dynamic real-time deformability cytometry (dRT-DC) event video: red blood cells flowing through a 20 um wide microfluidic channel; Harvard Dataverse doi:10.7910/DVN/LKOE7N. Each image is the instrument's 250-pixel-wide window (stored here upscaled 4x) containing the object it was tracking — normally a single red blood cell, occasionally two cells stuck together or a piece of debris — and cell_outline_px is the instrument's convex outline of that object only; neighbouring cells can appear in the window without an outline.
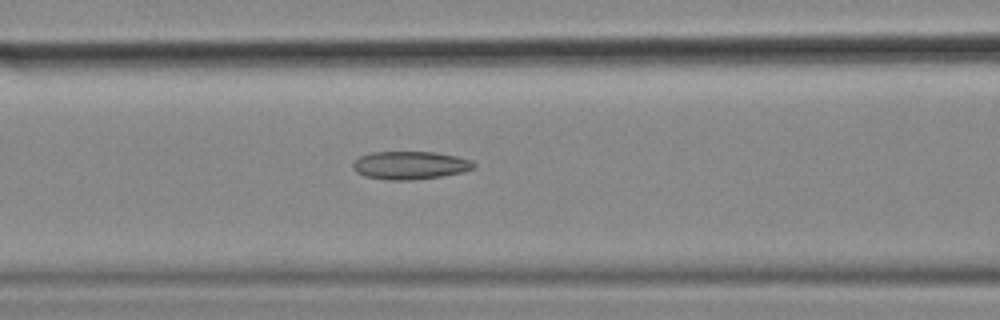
{"species": "common noctule bat (a hibernating species)", "species_latin": "Nyctalus noctula", "temperature_condition": "cold", "stored_images_in_passage": 40, "camera_frame_rate_fps": 3000, "um_per_image_px": 0.085, "animal": {"sex": "female", "body_mass_g": 18.4}, "frame": {"image": 1, "passage_image": 7, "time_ms": 2.0, "image_size_px": [1000, 320], "cell_outline_px": [[476, 168], [464, 172], [440, 176], [412, 180], [388, 180], [364, 176], [356, 172], [352, 168], [352, 164], [360, 156], [372, 152], [432, 152], [456, 156], [472, 160], [476, 164]], "centroid_in_image_um": [34.87, 14.05], "position_along_channel_um": 131.7, "area_um2": 19.83}}
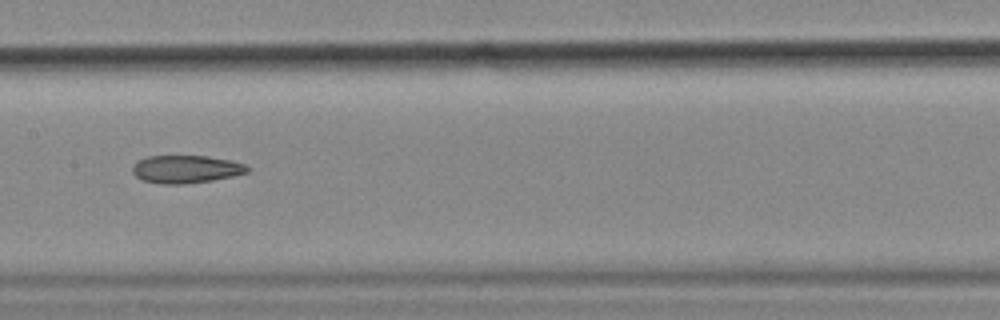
{"frame": {"image": 2, "passage_image": 12, "time_ms": 3.667, "image_size_px": [1000, 320], "cell_outline_px": [[248, 172], [232, 176], [212, 180], [184, 184], [160, 184], [144, 180], [136, 176], [132, 172], [132, 164], [136, 160], [148, 156], [208, 156], [232, 160], [244, 164], [248, 168]], "centroid_in_image_um": [15.77, 14.37], "position_along_channel_um": 191.6, "area_um2": 18.67}, "authors_computed_cell_mechanics": {"area_um2": 19.1318, "velocity_mm_per_s": 3.6004, "shape_relaxation_time_tau1_ms": null, "shape_relaxation_time_tau2_ms": 6.6578, "deformation_change_tau1": null, "deformation_change_tau2": 0.1693}}